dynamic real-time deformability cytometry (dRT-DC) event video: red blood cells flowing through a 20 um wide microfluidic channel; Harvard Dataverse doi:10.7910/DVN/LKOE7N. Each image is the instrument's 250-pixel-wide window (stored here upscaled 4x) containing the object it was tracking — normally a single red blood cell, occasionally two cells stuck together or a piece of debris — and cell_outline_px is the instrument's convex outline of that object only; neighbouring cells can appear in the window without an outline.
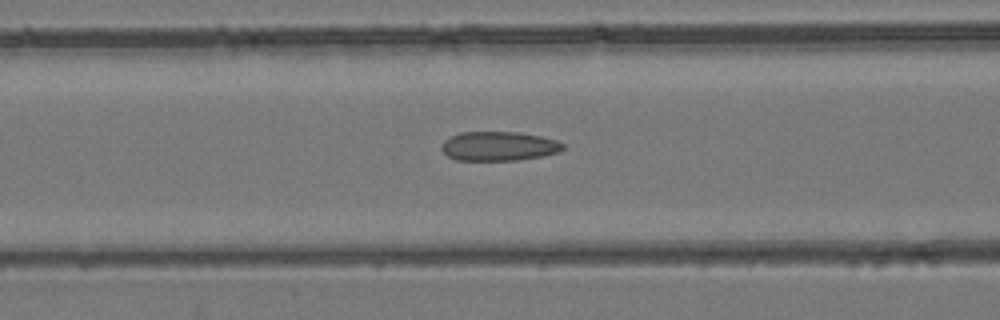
{"species": "common noctule bat (a hibernating species)", "species_latin": "Nyctalus noctula", "temperature_condition": "room temperature", "stored_images_in_passage": 45, "camera_frame_rate_fps": 3000, "um_per_image_px": 0.085, "animal": {"sex": "female", "body_mass_g": 24.6, "forearm_length_mm": 56.2}, "frame": {"image": 1, "passage_image": 20, "time_ms": 6.333, "image_size_px": [1000, 320], "cell_outline_px": [[564, 148], [560, 152], [544, 156], [516, 160], [456, 160], [448, 156], [440, 148], [444, 140], [460, 132], [520, 132], [540, 136], [556, 140], [564, 144]], "centroid_in_image_um": [42.41, 12.42], "position_along_channel_um": 124.2, "area_um2": 20.75}}
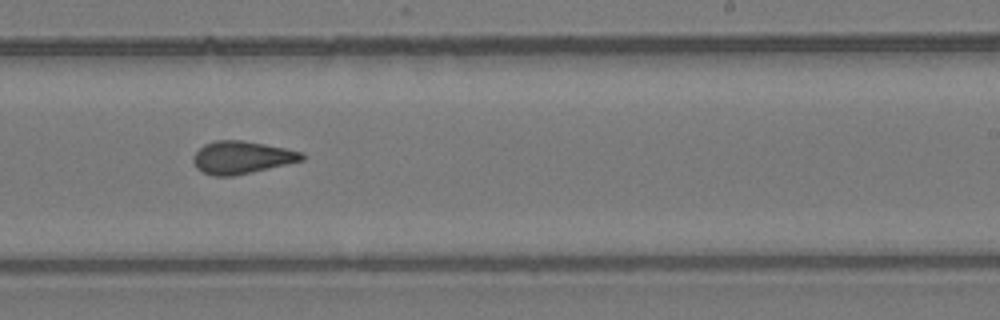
{"frame": {"image": 2, "passage_image": 30, "time_ms": 9.667, "image_size_px": [1000, 320], "cell_outline_px": [[304, 160], [252, 172], [232, 176], [212, 176], [196, 168], [192, 160], [192, 156], [204, 144], [216, 140], [240, 140], [264, 144], [304, 152]], "centroid_in_image_um": [20.53, 13.38], "position_along_channel_um": 268.5, "area_um2": 20.58}}
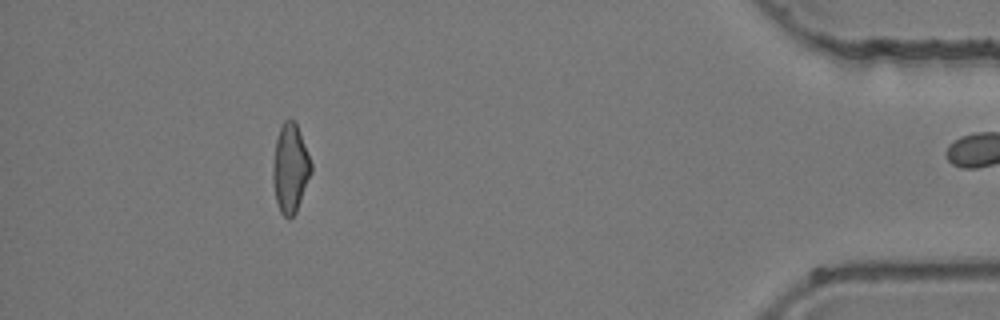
{"frame": {"image": 3, "passage_image": 44, "time_ms": 14.333, "image_size_px": [1000, 320], "cell_outline_px": [[312, 172], [296, 212], [288, 220], [280, 212], [276, 200], [272, 180], [272, 168], [276, 140], [280, 128], [284, 120], [288, 116], [296, 124], [300, 132], [312, 164]], "centroid_in_image_um": [24.67, 14.31], "position_along_channel_um": 410.5, "area_um2": 19.83}}